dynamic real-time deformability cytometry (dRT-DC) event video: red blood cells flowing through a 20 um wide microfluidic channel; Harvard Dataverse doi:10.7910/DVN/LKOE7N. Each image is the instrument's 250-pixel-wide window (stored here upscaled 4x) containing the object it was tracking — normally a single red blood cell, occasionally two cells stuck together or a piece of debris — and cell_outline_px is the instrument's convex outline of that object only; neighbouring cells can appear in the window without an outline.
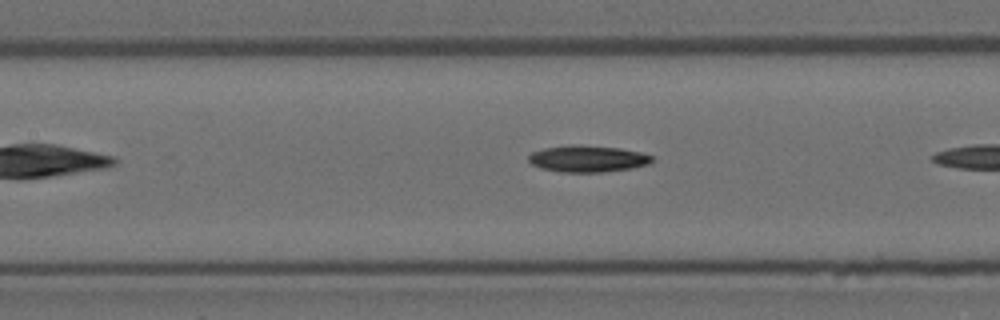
{"species": "Egyptian fruit bat (a non-hibernating species)", "species_latin": "Rousettus aegyptiacus", "temperature_condition": "room temperature", "stored_images_in_passage": 7, "camera_frame_rate_fps": 3000, "um_per_image_px": 0.085, "animal": {"sex": "female"}, "frame": {"image": 1, "passage_image": 7, "time_ms": 2.0, "image_size_px": [1000, 320], "cell_outline_px": [[652, 160], [648, 164], [632, 168], [600, 172], [560, 172], [544, 168], [532, 164], [528, 160], [528, 156], [532, 152], [544, 148], [572, 144], [580, 144], [620, 148], [640, 152], [652, 156]], "centroid_in_image_um": [49.94, 13.48], "position_along_channel_um": 157.5, "area_um2": 19.07}}